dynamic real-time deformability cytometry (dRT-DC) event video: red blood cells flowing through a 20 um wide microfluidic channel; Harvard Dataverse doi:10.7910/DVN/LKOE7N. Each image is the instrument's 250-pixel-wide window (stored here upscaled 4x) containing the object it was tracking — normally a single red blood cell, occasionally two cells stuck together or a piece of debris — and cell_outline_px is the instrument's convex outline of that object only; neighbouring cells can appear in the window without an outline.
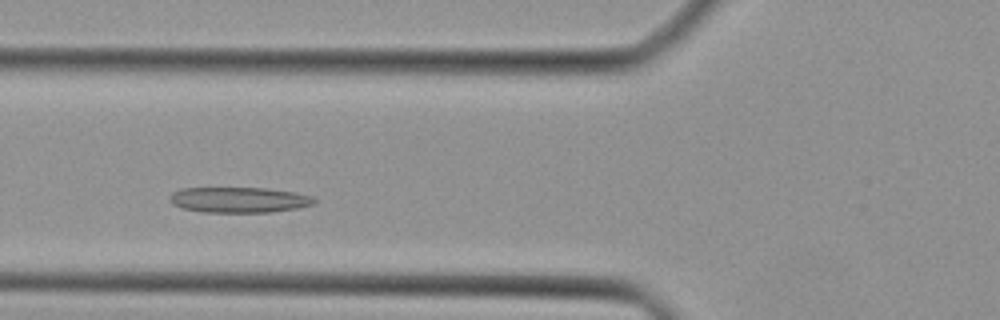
{"species": "Egyptian fruit bat (a non-hibernating species)", "species_latin": "Rousettus aegyptiacus", "temperature_condition": "cold", "stored_images_in_passage": 36, "camera_frame_rate_fps": 3000, "um_per_image_px": 0.085, "animal": {"sex": "female"}, "frame": {"image": 1, "passage_image": 8, "time_ms": 2.333, "image_size_px": [1000, 320], "cell_outline_px": [[316, 204], [296, 208], [268, 212], [204, 212], [180, 208], [172, 204], [168, 196], [172, 192], [180, 188], [264, 188], [296, 192], [312, 196], [316, 200]], "centroid_in_image_um": [20.29, 16.98], "position_along_channel_um": 105.5, "area_um2": 21.62}}
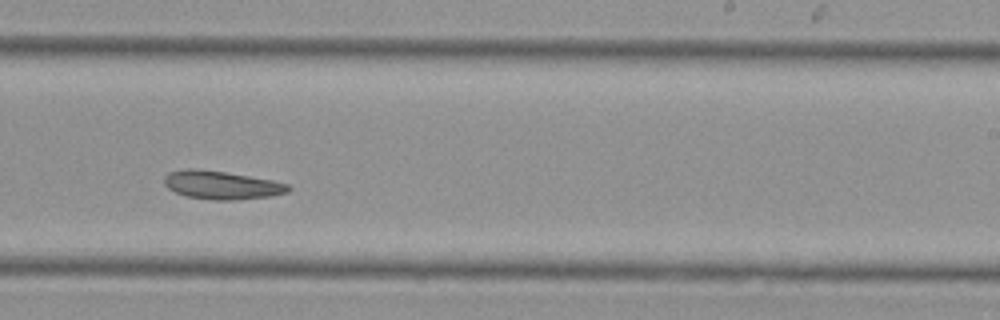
{"frame": {"image": 2, "passage_image": 19, "time_ms": 6.0, "image_size_px": [1000, 320], "cell_outline_px": [[292, 188], [288, 192], [268, 196], [236, 200], [212, 200], [188, 196], [176, 192], [168, 188], [164, 184], [164, 176], [168, 172], [184, 168], [196, 168], [224, 172], [272, 180], [288, 184]], "centroid_in_image_um": [18.81, 15.72], "position_along_channel_um": 270.2, "area_um2": 20.4}}
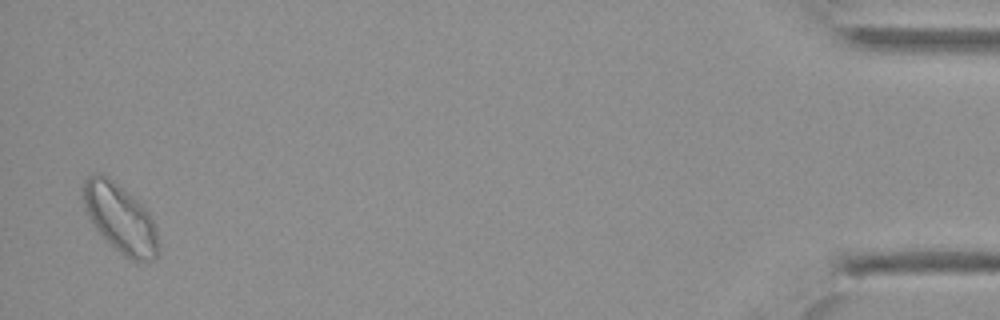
{"frame": {"image": 3, "passage_image": 35, "time_ms": 11.333, "image_size_px": [1000, 320], "cell_outline_px": [[160, 252], [156, 260], [132, 260], [124, 256], [92, 224], [88, 216], [84, 204], [80, 188], [84, 180], [88, 176], [96, 172], [100, 172], [108, 176], [128, 192], [148, 212], [156, 228], [160, 248]], "centroid_in_image_um": [10.21, 18.53], "position_along_channel_um": 425.0, "area_um2": 30.06}}